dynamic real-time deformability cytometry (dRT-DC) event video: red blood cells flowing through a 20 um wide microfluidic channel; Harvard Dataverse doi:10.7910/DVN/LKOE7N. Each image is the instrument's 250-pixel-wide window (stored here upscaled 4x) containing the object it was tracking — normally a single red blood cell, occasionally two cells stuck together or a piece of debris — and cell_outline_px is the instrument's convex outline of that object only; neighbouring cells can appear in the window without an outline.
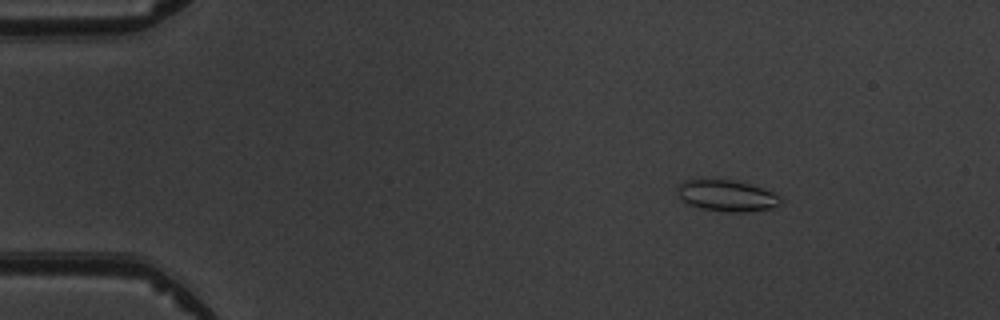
{"species": "common noctule bat (a hibernating species)", "species_latin": "Nyctalus noctula", "temperature_condition": "warm", "stored_images_in_passage": 6, "camera_frame_rate_fps": 3000, "um_per_image_px": 0.085, "animal": {"sex": "male", "body_mass_g": 19.5, "forearm_length_mm": 54.6}, "frame": {"image": 1, "passage_image": 3, "time_ms": 2.333, "image_size_px": [1000, 320], "cell_outline_px": [[784, 200], [780, 204], [772, 208], [744, 212], [724, 212], [700, 208], [684, 204], [680, 200], [676, 192], [676, 188], [684, 180], [736, 180], [764, 188], [780, 196]], "centroid_in_image_um": [61.76, 16.65], "position_along_channel_um": 23.2, "area_um2": 19.19}}